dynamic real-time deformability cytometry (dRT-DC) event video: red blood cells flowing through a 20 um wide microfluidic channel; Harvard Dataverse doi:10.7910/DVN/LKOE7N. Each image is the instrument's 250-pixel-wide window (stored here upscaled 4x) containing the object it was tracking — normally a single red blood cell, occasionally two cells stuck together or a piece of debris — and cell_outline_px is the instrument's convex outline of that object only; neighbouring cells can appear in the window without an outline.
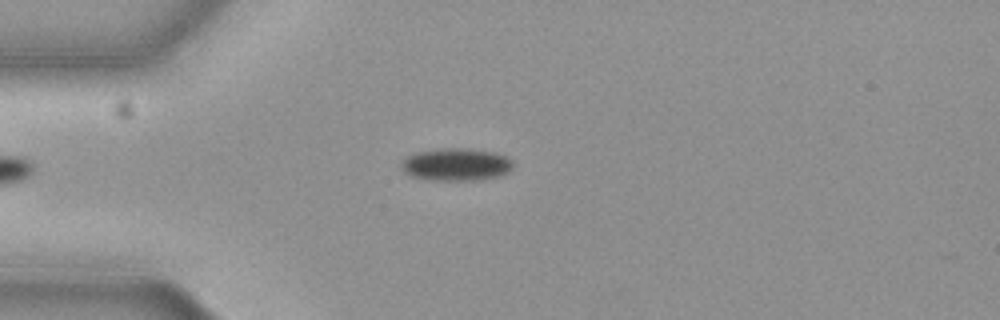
{"species": "common noctule bat (a hibernating species)", "species_latin": "Nyctalus noctula", "temperature_condition": "cold", "stored_images_in_passage": 52, "camera_frame_rate_fps": 3000, "um_per_image_px": 0.085, "animal": {"sex": "female", "body_mass_g": 19.3, "forearm_length_mm": 54.1}, "frame": {"image": 1, "passage_image": 11, "time_ms": 3.333, "image_size_px": [1000, 320], "cell_outline_px": [[512, 168], [508, 172], [500, 176], [472, 180], [436, 180], [412, 176], [404, 172], [400, 168], [400, 160], [408, 156], [420, 152], [444, 148], [460, 148], [492, 152], [504, 156], [512, 160]], "centroid_in_image_um": [38.75, 13.99], "position_along_channel_um": 46.3, "area_um2": 20.87}}
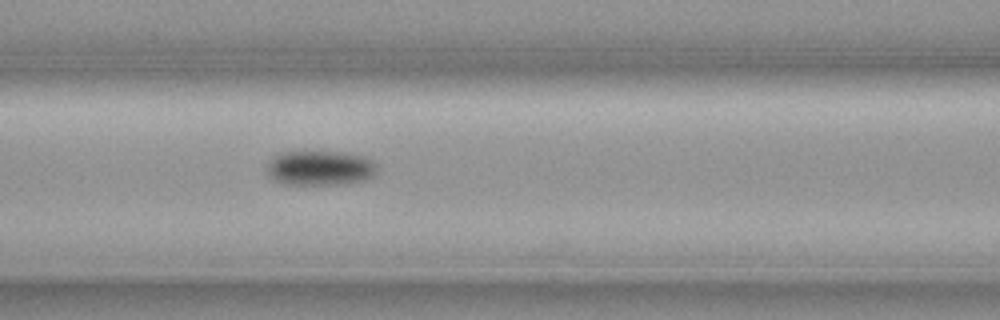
{"frame": {"image": 2, "passage_image": 20, "time_ms": 6.333, "image_size_px": [1000, 320], "cell_outline_px": [[376, 172], [372, 176], [364, 180], [340, 184], [284, 184], [272, 180], [268, 176], [268, 164], [276, 156], [284, 152], [344, 152], [360, 156], [372, 160], [376, 164]], "centroid_in_image_um": [27.2, 14.29], "position_along_channel_um": 139.4, "area_um2": 22.02}}
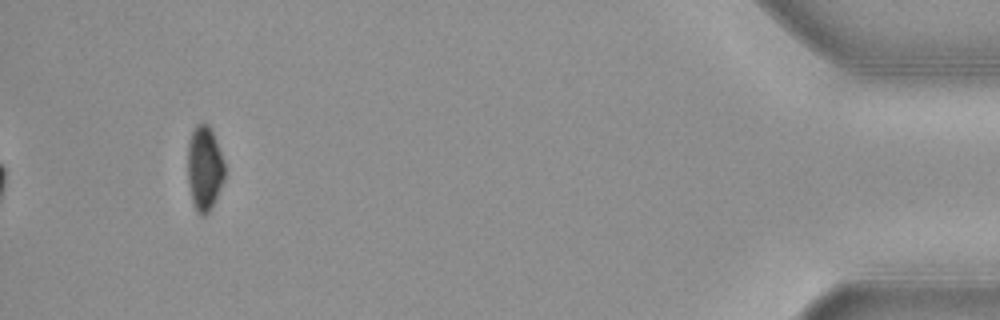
{"frame": {"image": 3, "passage_image": 49, "time_ms": 16.0, "image_size_px": [1000, 320], "cell_outline_px": [[224, 180], [212, 208], [204, 216], [200, 216], [196, 212], [192, 200], [188, 184], [188, 140], [196, 124], [208, 124], [216, 140], [224, 160]], "centroid_in_image_um": [17.38, 14.33], "position_along_channel_um": 417.8, "area_um2": 18.32}, "authors_computed_cell_mechanics": {"area_um2": 20.8947, "velocity_mm_per_s": 3.698, "shape_relaxation_time_tau1_ms": 3.1692, "shape_relaxation_time_tau2_ms": null, "deformation_change_tau1": 0.0703, "deformation_change_tau2": null}}